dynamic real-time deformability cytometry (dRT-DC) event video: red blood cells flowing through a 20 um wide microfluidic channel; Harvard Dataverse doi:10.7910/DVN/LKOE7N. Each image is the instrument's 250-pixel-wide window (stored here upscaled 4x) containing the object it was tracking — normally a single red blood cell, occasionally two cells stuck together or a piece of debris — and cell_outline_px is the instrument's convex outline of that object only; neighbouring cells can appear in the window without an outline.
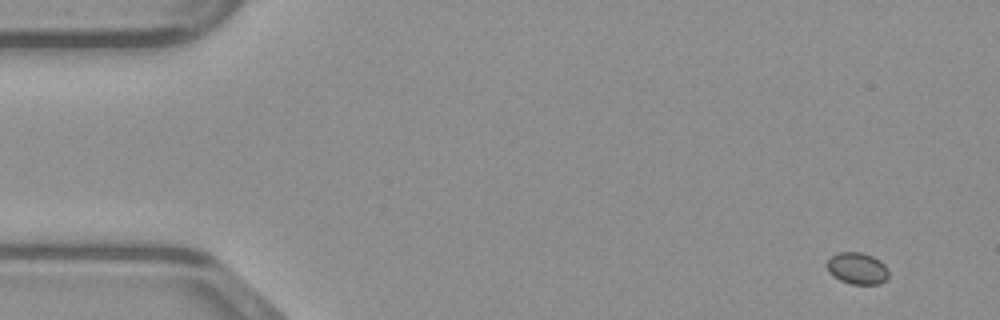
{"species": "common noctule bat (a hibernating species)", "species_latin": "Nyctalus noctula", "temperature_condition": "warm", "stored_images_in_passage": 47, "camera_frame_rate_fps": 3000, "um_per_image_px": 0.085, "animal": {"sex": "male", "body_mass_g": 23.1, "forearm_length_mm": 52.7}, "frame": {"image": 1, "passage_image": 1, "time_ms": 0.0, "image_size_px": [1000, 320], "cell_outline_px": [[888, 276], [880, 284], [852, 284], [840, 280], [828, 272], [828, 260], [836, 252], [860, 252], [872, 256], [880, 260], [888, 268]], "centroid_in_image_um": [72.88, 22.8], "position_along_channel_um": 12.1, "area_um2": 11.33}}
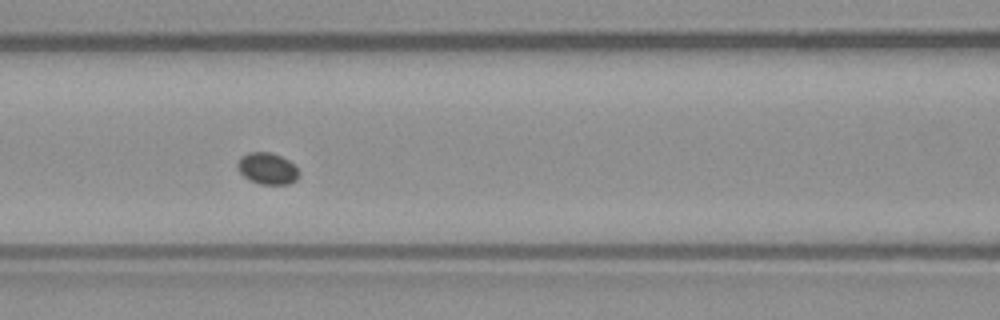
{"frame": {"image": 2, "passage_image": 19, "time_ms": 6.0, "image_size_px": [1000, 320], "cell_outline_px": [[300, 172], [296, 180], [288, 184], [260, 184], [244, 176], [236, 168], [236, 164], [240, 156], [248, 152], [272, 152], [288, 160]], "centroid_in_image_um": [22.7, 14.31], "position_along_channel_um": 143.9, "area_um2": 11.27}}
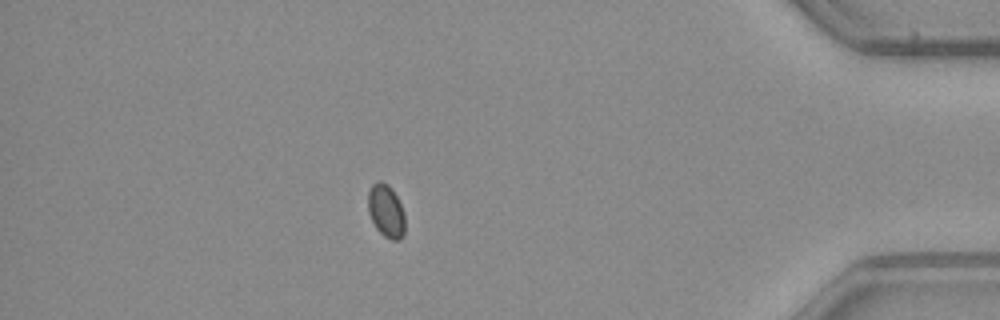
{"frame": {"image": 3, "passage_image": 41, "time_ms": 13.333, "image_size_px": [1000, 320], "cell_outline_px": [[404, 236], [400, 240], [392, 240], [384, 236], [376, 228], [368, 212], [368, 192], [372, 184], [376, 180], [380, 180], [388, 184], [392, 188], [404, 212]], "centroid_in_image_um": [32.81, 17.92], "position_along_channel_um": 402.4, "area_um2": 11.5}}